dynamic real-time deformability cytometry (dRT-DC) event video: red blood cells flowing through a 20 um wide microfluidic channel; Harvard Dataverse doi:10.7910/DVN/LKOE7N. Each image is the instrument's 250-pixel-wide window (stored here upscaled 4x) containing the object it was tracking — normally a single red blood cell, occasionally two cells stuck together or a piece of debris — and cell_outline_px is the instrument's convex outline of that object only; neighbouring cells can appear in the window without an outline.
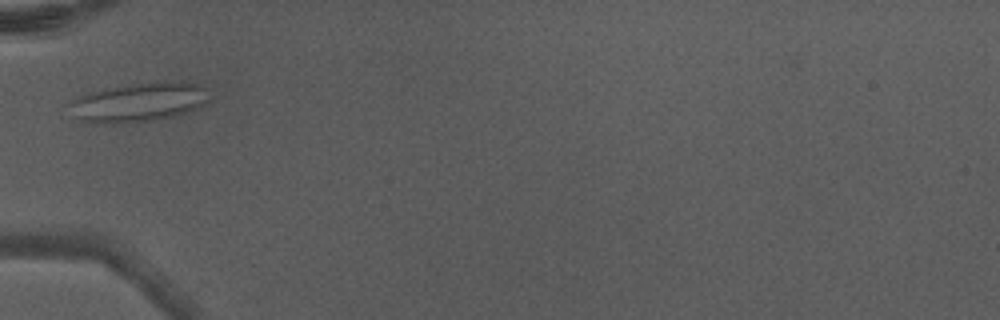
{"species": "Egyptian fruit bat (a non-hibernating species)", "species_latin": "Rousettus aegyptiacus", "temperature_condition": "warm", "stored_images_in_passage": 2, "camera_frame_rate_fps": 3000, "um_per_image_px": 0.085, "animal": {"sex": "male"}, "frame": {"image": 1, "passage_image": 2, "time_ms": 0.333, "image_size_px": [1000, 320], "cell_outline_px": [[208, 88], [204, 104], [188, 112], [172, 116], [148, 120], [76, 120], [64, 104], [88, 92], [132, 84], [200, 84]], "centroid_in_image_um": [11.72, 8.68], "position_along_channel_um": 73.3, "area_um2": 29.82}}